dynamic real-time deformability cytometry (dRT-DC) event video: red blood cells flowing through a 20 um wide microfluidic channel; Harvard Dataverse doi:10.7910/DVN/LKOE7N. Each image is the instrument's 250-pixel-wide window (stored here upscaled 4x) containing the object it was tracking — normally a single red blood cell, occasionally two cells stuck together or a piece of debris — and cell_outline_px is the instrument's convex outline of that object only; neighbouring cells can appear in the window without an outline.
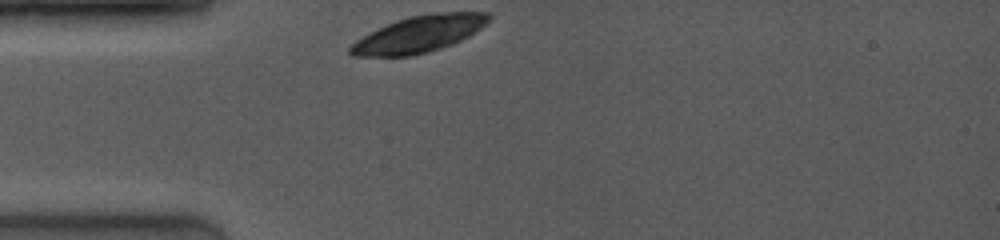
{"species": "common noctule bat (a hibernating species)", "species_latin": "Nyctalus noctula", "temperature_condition": "room temperature", "stored_images_in_passage": 3, "camera_frame_rate_fps": 4000, "um_per_image_px": 0.085, "animal": {"sex": "female", "body_mass_g": 19.0, "forearm_length_mm": 53.3}, "frame": {"image": 1, "passage_image": 1, "time_ms": 0.0, "image_size_px": [1000, 240], "cell_outline_px": [[492, 16], [480, 28], [468, 36], [452, 44], [428, 52], [412, 56], [352, 56], [348, 52], [348, 48], [356, 40], [396, 20], [408, 16], [436, 12], [488, 12]], "centroid_in_image_um": [35.61, 2.9], "position_along_channel_um": 49.4, "area_um2": 29.19}}